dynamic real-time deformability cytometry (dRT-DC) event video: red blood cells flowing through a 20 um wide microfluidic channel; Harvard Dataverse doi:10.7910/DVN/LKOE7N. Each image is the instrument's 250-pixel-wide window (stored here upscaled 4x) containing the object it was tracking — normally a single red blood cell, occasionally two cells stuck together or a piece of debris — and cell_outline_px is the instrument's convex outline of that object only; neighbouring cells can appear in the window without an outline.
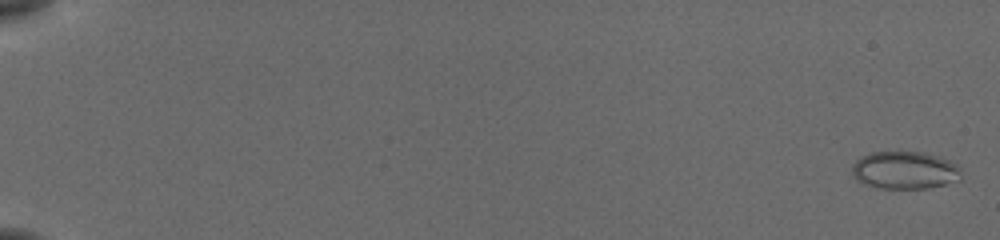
{"species": "common noctule bat (a hibernating species)", "species_latin": "Nyctalus noctula", "temperature_condition": "cold", "stored_images_in_passage": 57, "camera_frame_rate_fps": 3000, "um_per_image_px": 0.085, "animal": {"sex": "female", "body_mass_g": 19.5, "forearm_length_mm": 54.1}, "frame": {"image": 1, "passage_image": 2, "time_ms": 0.333, "image_size_px": [1000, 240], "cell_outline_px": [[960, 180], [928, 188], [876, 188], [864, 184], [856, 180], [852, 176], [852, 164], [860, 156], [872, 152], [924, 152], [940, 156], [956, 164]], "centroid_in_image_um": [76.84, 14.46], "position_along_channel_um": 8.2, "area_um2": 23.99}}
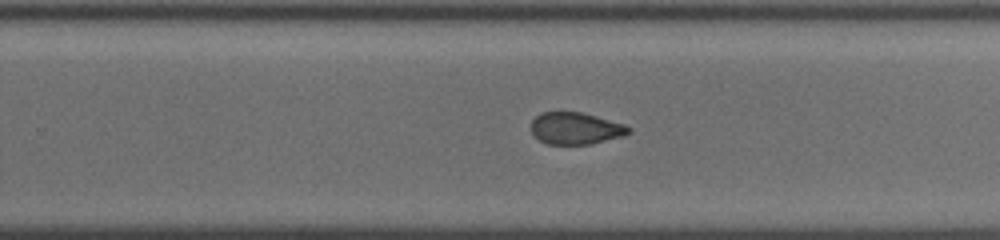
{"frame": {"image": 2, "passage_image": 39, "time_ms": 12.667, "image_size_px": [1000, 240], "cell_outline_px": [[632, 132], [624, 136], [588, 144], [548, 144], [540, 140], [532, 132], [532, 120], [540, 112], [580, 112], [624, 124], [632, 128]], "centroid_in_image_um": [48.95, 10.91], "position_along_channel_um": 280.9, "area_um2": 17.98}}
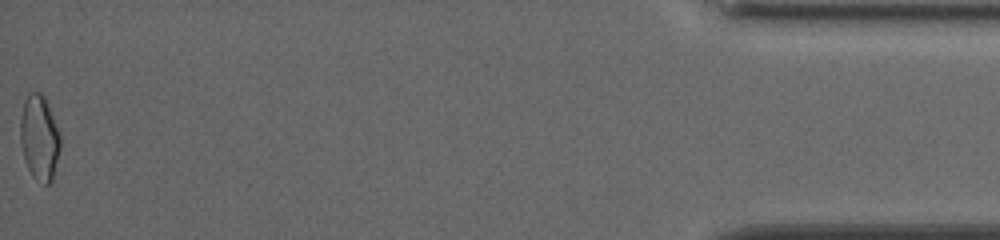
{"frame": {"image": 3, "passage_image": 57, "time_ms": 18.667, "image_size_px": [1000, 240], "cell_outline_px": [[60, 148], [52, 180], [48, 184], [44, 184], [36, 180], [32, 176], [28, 168], [24, 156], [20, 140], [20, 120], [24, 100], [28, 92], [40, 92], [44, 96], [48, 104], [60, 136]], "centroid_in_image_um": [3.34, 11.69], "position_along_channel_um": 431.9, "area_um2": 19.71}, "authors_computed_cell_mechanics": {"area_um2": 19.8254, "velocity_mm_per_s": 3.85, "shape_relaxation_time_tau1_ms": null, "shape_relaxation_time_tau2_ms": 1.7089, "deformation_change_tau1": null, "deformation_change_tau2": 0.061}}